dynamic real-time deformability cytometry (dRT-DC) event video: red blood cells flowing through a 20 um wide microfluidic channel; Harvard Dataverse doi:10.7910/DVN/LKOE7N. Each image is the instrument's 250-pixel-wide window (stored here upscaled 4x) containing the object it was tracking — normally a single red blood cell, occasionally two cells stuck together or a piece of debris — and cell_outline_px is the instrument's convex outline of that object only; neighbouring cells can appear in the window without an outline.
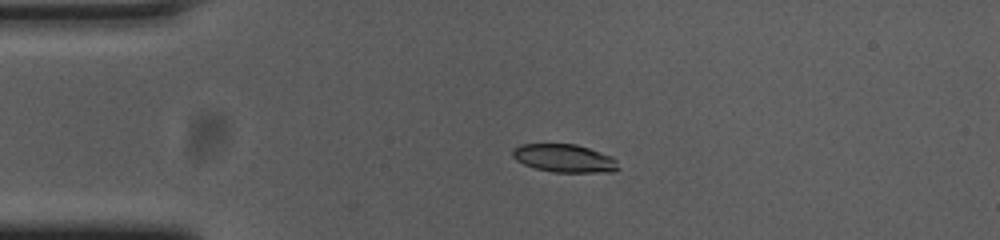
{"species": "common noctule bat (a hibernating species)", "species_latin": "Nyctalus noctula", "temperature_condition": "cold", "stored_images_in_passage": 44, "camera_frame_rate_fps": 3000, "um_per_image_px": 0.085, "animal": {"sex": "female", "body_mass_g": 23.0, "forearm_length_mm": 53.4}, "frame": {"image": 1, "passage_image": 1, "time_ms": 0.0, "image_size_px": [1000, 240], "cell_outline_px": [[620, 168], [612, 172], [552, 172], [536, 168], [524, 164], [516, 160], [512, 156], [512, 148], [520, 144], [576, 144], [612, 156], [616, 160]], "centroid_in_image_um": [47.96, 13.45], "position_along_channel_um": 37.0, "area_um2": 17.34}}
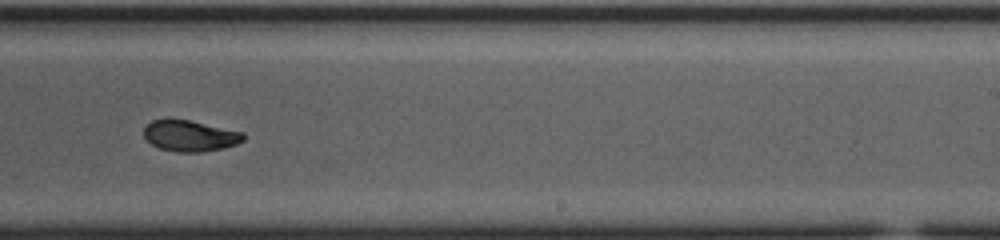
{"frame": {"image": 2, "passage_image": 23, "time_ms": 7.333, "image_size_px": [1000, 240], "cell_outline_px": [[244, 140], [236, 144], [224, 148], [200, 152], [176, 152], [160, 148], [152, 144], [144, 136], [144, 128], [152, 120], [168, 116], [188, 120], [244, 132]], "centroid_in_image_um": [16.12, 11.52], "position_along_channel_um": 272.9, "area_um2": 18.26}}
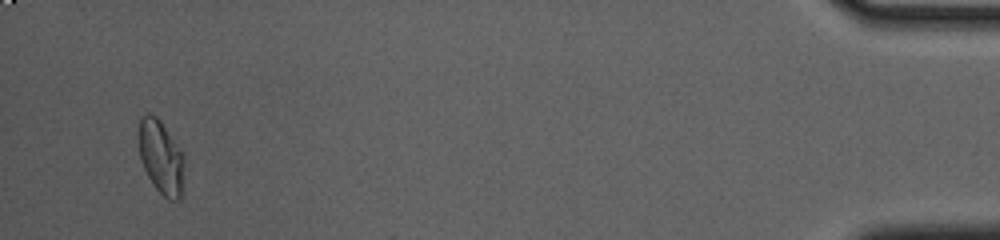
{"frame": {"image": 3, "passage_image": 42, "time_ms": 13.667, "image_size_px": [1000, 240], "cell_outline_px": [[184, 156], [180, 200], [168, 200], [156, 188], [148, 176], [140, 160], [140, 116], [148, 112], [156, 116], [160, 120], [184, 152]], "centroid_in_image_um": [13.7, 13.33], "position_along_channel_um": 421.5, "area_um2": 19.36}, "authors_computed_cell_mechanics": {"area_um2": 18.4671, "velocity_mm_per_s": 3.6621, "shape_relaxation_time_tau1_ms": null, "shape_relaxation_time_tau2_ms": 1.8842, "deformation_change_tau1": null, "deformation_change_tau2": 0.0604}}